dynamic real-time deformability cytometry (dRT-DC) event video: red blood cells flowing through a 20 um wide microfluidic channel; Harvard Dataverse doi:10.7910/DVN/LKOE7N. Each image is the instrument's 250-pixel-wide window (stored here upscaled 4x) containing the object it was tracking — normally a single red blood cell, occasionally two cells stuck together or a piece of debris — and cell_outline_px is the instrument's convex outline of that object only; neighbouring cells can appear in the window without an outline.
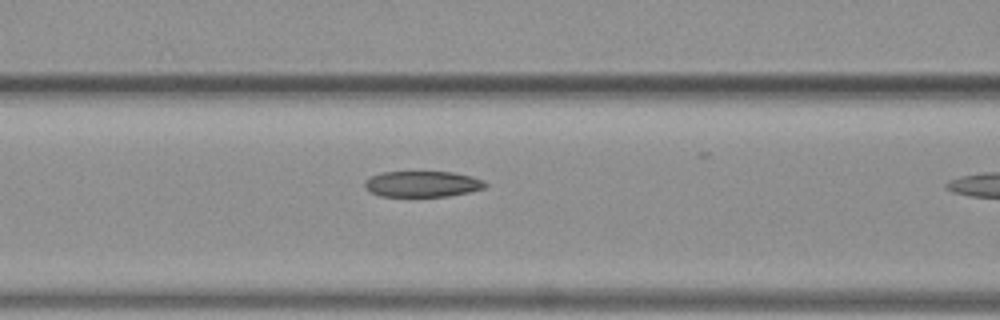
{"species": "common noctule bat (a hibernating species)", "species_latin": "Nyctalus noctula", "temperature_condition": "warm", "stored_images_in_passage": 7, "camera_frame_rate_fps": 3000, "um_per_image_px": 0.085, "animal": {"sex": "female", "body_mass_g": 19.3, "forearm_length_mm": 54.1}, "frame": {"image": 1, "passage_image": 6, "time_ms": 1.667, "image_size_px": [1000, 320], "cell_outline_px": [[488, 184], [484, 188], [468, 192], [448, 196], [380, 196], [368, 192], [364, 184], [364, 180], [368, 176], [380, 172], [452, 172], [472, 176], [484, 180]], "centroid_in_image_um": [35.86, 15.63], "position_along_channel_um": 130.7, "area_um2": 18.38}}